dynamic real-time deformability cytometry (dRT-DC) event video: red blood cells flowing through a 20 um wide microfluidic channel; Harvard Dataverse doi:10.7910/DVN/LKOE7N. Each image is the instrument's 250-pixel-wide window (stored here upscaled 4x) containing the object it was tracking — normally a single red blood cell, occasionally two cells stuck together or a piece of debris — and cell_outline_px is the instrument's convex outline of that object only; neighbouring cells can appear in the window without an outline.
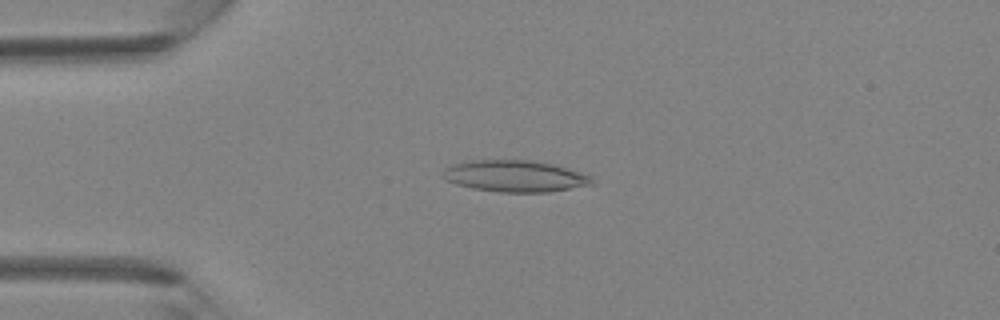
{"species": "Egyptian fruit bat (a non-hibernating species)", "species_latin": "Rousettus aegyptiacus", "temperature_condition": "room temperature", "stored_images_in_passage": 40, "camera_frame_rate_fps": 3000, "um_per_image_px": 0.085, "animal": {"sex": "female"}, "frame": {"image": 1, "passage_image": 10, "time_ms": 3.0, "image_size_px": [1000, 320], "cell_outline_px": [[596, 184], [548, 192], [500, 192], [472, 188], [456, 184], [444, 180], [444, 168], [452, 164], [472, 160], [532, 160], [552, 164], [580, 172], [592, 176]], "centroid_in_image_um": [43.79, 14.97], "position_along_channel_um": 41.2, "area_um2": 27.46}}
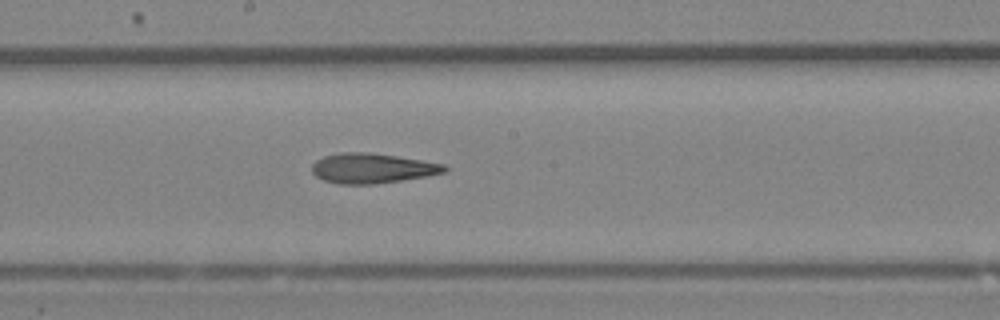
{"frame": {"image": 2, "passage_image": 22, "time_ms": 7.0, "image_size_px": [1000, 320], "cell_outline_px": [[448, 168], [444, 172], [428, 176], [376, 184], [340, 184], [324, 180], [316, 176], [312, 172], [312, 164], [316, 160], [324, 156], [340, 152], [368, 152], [396, 156], [444, 164]], "centroid_in_image_um": [31.61, 14.3], "position_along_channel_um": 216.6, "area_um2": 23.06}}
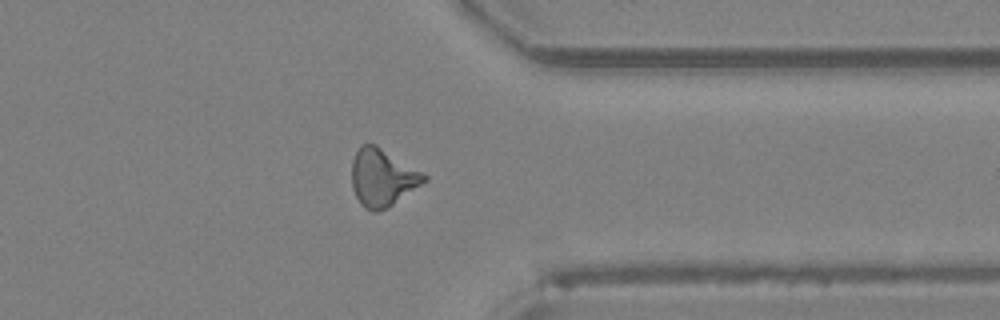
{"frame": {"image": 3, "passage_image": 32, "time_ms": 10.333, "image_size_px": [1000, 320], "cell_outline_px": [[428, 180], [388, 208], [376, 212], [372, 212], [364, 208], [360, 204], [352, 188], [352, 160], [360, 144], [376, 144], [428, 176]], "centroid_in_image_um": [32.49, 15.11], "position_along_channel_um": 378.9, "area_um2": 24.28}}